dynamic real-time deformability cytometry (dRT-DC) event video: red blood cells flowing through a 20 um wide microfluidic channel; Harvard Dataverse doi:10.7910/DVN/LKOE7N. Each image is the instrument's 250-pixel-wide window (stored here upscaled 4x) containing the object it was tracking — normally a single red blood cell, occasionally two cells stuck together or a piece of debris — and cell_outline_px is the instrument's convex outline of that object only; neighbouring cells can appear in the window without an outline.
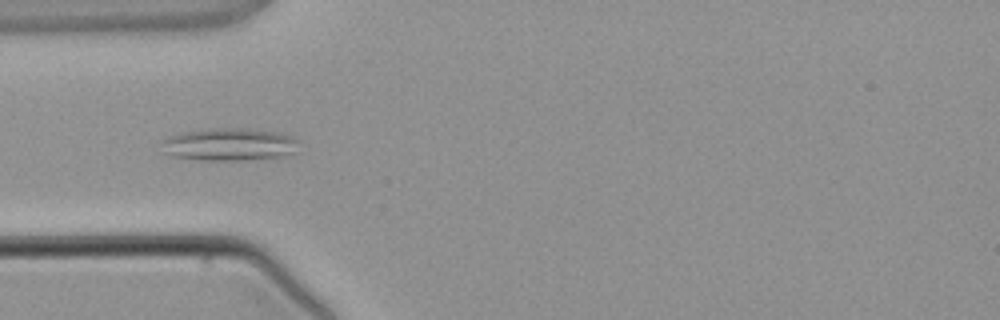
{"species": "common noctule bat (a hibernating species)", "species_latin": "Nyctalus noctula", "temperature_condition": "warm", "stored_images_in_passage": 1, "camera_frame_rate_fps": 3000, "um_per_image_px": 0.085, "animal": {"sex": "male", "body_mass_g": 21.5, "forearm_length_mm": 52.0}, "frame": {"image": 1, "passage_image": 1, "time_ms": 0.0, "image_size_px": [1000, 320], "cell_outline_px": [[300, 152], [284, 156], [240, 160], [200, 160], [176, 156], [164, 152], [164, 140], [168, 136], [180, 132], [208, 128], [248, 128], [272, 132], [292, 136], [296, 140]], "centroid_in_image_um": [19.53, 12.27], "position_along_channel_um": 65.5, "area_um2": 26.01}}